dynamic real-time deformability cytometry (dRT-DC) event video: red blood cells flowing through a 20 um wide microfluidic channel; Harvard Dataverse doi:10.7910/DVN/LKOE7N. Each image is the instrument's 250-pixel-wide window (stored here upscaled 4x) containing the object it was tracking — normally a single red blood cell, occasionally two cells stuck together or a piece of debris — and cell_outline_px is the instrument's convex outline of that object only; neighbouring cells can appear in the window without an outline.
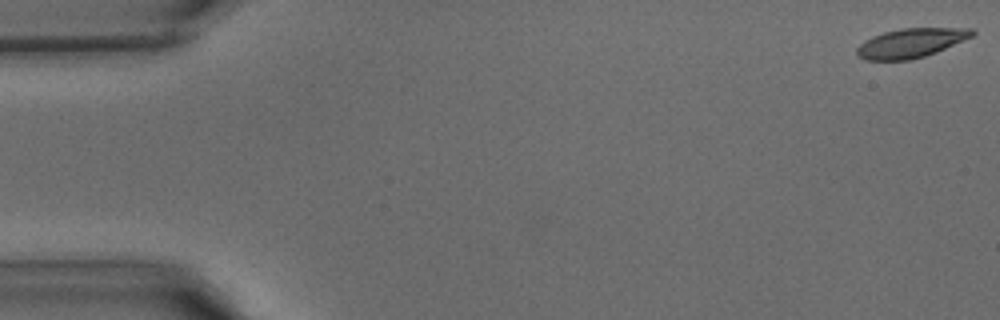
{"species": "common noctule bat (a hibernating species)", "species_latin": "Nyctalus noctula", "temperature_condition": "warm", "stored_images_in_passage": 4, "camera_frame_rate_fps": 3000, "um_per_image_px": 0.085, "animal": {"sex": "male", "body_mass_g": 15.6}, "frame": {"image": 1, "passage_image": 1, "time_ms": 0.0, "image_size_px": [1000, 320], "cell_outline_px": [[976, 32], [972, 36], [936, 52], [912, 60], [864, 60], [856, 56], [856, 48], [864, 40], [872, 36], [884, 32], [900, 28], [972, 28]], "centroid_in_image_um": [77.37, 3.66], "position_along_channel_um": 7.6, "area_um2": 19.71}}